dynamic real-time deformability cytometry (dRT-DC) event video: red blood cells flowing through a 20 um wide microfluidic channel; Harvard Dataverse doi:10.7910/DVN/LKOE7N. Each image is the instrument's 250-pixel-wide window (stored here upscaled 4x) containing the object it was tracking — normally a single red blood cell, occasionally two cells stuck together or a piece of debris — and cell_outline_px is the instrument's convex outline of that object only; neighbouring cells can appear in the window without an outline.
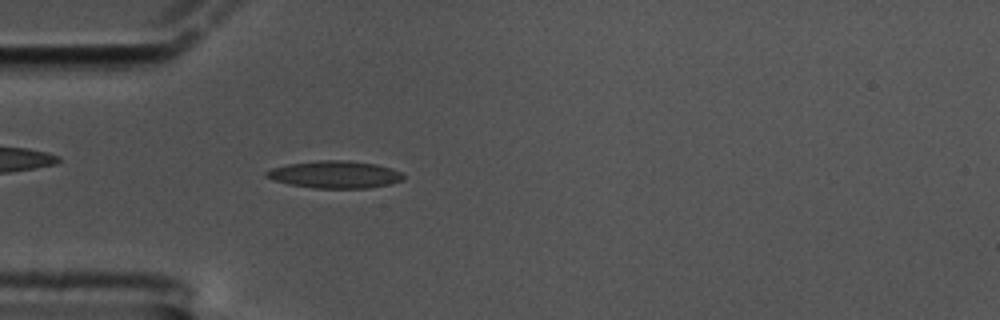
{"species": "common noctule bat (a hibernating species)", "species_latin": "Nyctalus noctula", "temperature_condition": "cold", "stored_images_in_passage": 60, "camera_frame_rate_fps": 3000, "um_per_image_px": 0.085, "animal": {"sex": "male", "body_mass_g": 17.5, "forearm_length_mm": 52.3}, "frame": {"image": 1, "passage_image": 17, "time_ms": 5.333, "image_size_px": [1000, 320], "cell_outline_px": [[404, 180], [388, 184], [368, 188], [316, 188], [288, 184], [272, 180], [264, 176], [264, 172], [272, 168], [288, 164], [320, 160], [348, 160], [376, 164], [392, 168], [400, 172], [404, 176]], "centroid_in_image_um": [28.45, 14.83], "position_along_channel_um": 56.6, "area_um2": 21.85}}
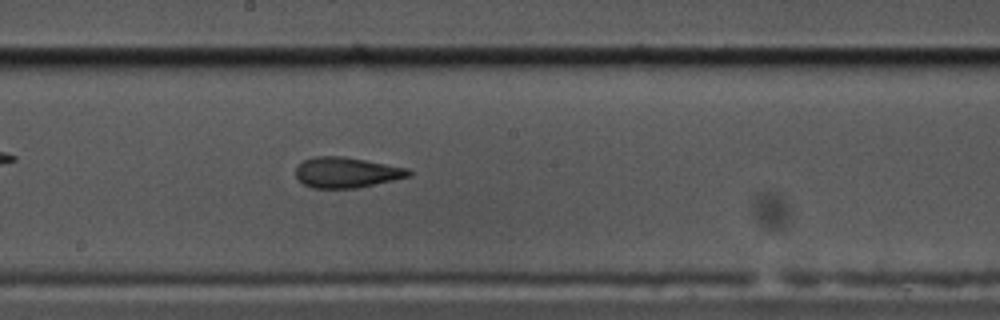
{"frame": {"image": 2, "passage_image": 32, "time_ms": 10.333, "image_size_px": [1000, 320], "cell_outline_px": [[412, 176], [356, 188], [312, 188], [304, 184], [296, 176], [296, 168], [304, 160], [312, 156], [344, 156], [408, 168], [412, 172]], "centroid_in_image_um": [29.47, 14.65], "position_along_channel_um": 218.7, "area_um2": 20.06}}
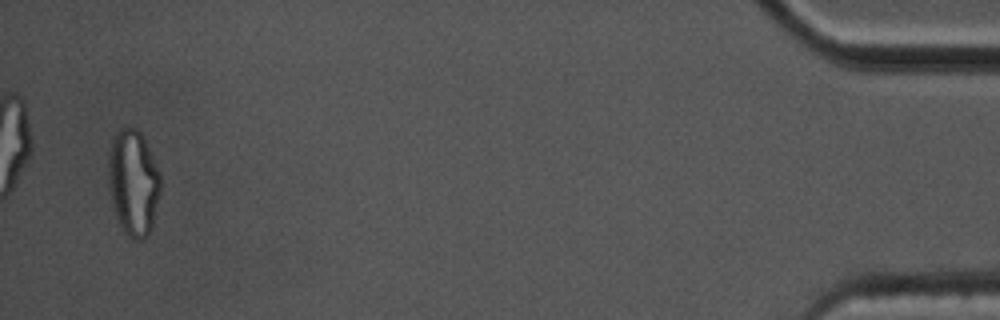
{"frame": {"image": 3, "passage_image": 58, "time_ms": 19.0, "image_size_px": [1000, 320], "cell_outline_px": [[160, 192], [152, 228], [148, 236], [140, 240], [132, 240], [120, 228], [116, 216], [108, 184], [108, 152], [112, 140], [116, 132], [120, 128], [136, 128], [140, 132], [160, 172]], "centroid_in_image_um": [11.32, 15.55], "position_along_channel_um": 423.9, "area_um2": 32.31}, "authors_computed_cell_mechanics": {"area_um2": 20.3745, "velocity_mm_per_s": 3.3333, "shape_relaxation_time_tau1_ms": null, "shape_relaxation_time_tau2_ms": 1.4931, "deformation_change_tau1": null, "deformation_change_tau2": 0.1001}}